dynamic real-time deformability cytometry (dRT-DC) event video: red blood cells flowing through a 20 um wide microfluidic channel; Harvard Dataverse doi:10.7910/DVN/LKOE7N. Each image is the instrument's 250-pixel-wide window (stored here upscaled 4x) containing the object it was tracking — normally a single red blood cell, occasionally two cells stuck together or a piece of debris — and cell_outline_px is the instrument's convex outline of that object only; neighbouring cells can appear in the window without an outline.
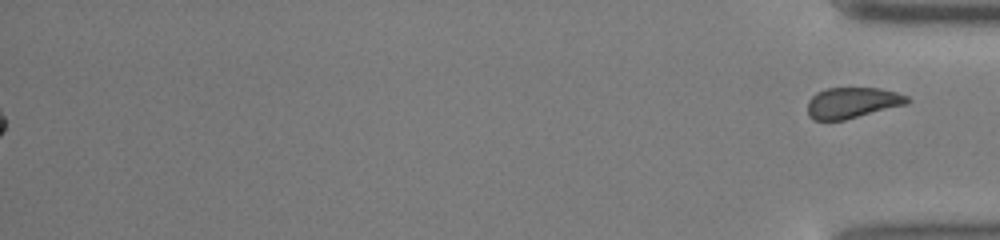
{"species": "common noctule bat (a hibernating species)", "species_latin": "Nyctalus noctula", "temperature_condition": "cold", "stored_images_in_passage": 39, "segment_of_instrument_passage": [2, 2], "camera_frame_rate_fps": 3000, "um_per_image_px": 0.085, "animal": {"sex": "male", "body_mass_g": 13.0, "forearm_length_mm": 53.1}, "frame": {"image": 1, "passage_image": 39, "time_ms": 12.667, "image_size_px": [1000, 240], "cell_outline_px": [[912, 100], [908, 104], [844, 120], [812, 120], [808, 116], [808, 100], [816, 92], [828, 88], [880, 88], [896, 92], [908, 96]], "centroid_in_image_um": [72.46, 8.73], "position_along_channel_um": 362.7, "area_um2": 18.09}}